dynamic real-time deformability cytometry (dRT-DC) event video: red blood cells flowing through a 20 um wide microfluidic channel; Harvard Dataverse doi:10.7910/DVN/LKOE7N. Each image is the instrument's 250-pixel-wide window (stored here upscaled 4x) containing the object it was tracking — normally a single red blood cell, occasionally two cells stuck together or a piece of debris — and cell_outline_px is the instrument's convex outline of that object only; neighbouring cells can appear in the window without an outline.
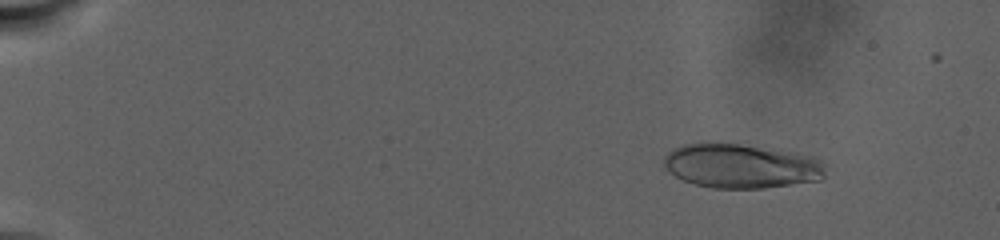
{"species": "human", "species_latin": "Homo sapiens", "temperature_condition": "warm", "stored_images_in_passage": 91, "camera_frame_rate_fps": 3000, "um_per_image_px": 0.085, "donor": {"sex": "male"}, "frame": {"image": 1, "passage_image": 14, "time_ms": 4.0, "image_size_px": [1000, 240], "cell_outline_px": [[824, 176], [820, 180], [764, 188], [712, 188], [696, 184], [684, 180], [660, 168], [664, 156], [672, 148], [684, 144], [736, 144], [796, 152], [816, 156], [824, 164]], "centroid_in_image_um": [62.98, 14.12], "position_along_channel_um": 22.0, "area_um2": 41.79}}
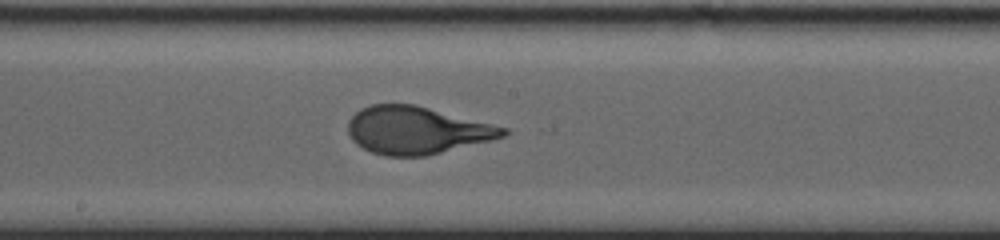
{"frame": {"image": 2, "passage_image": 61, "time_ms": 18.0, "image_size_px": [1000, 240], "cell_outline_px": [[508, 132], [504, 136], [492, 140], [424, 156], [384, 156], [372, 152], [356, 144], [348, 136], [348, 120], [360, 108], [372, 104], [416, 104], [508, 128]], "centroid_in_image_um": [35.39, 11.06], "position_along_channel_um": 212.8, "area_um2": 42.95}}
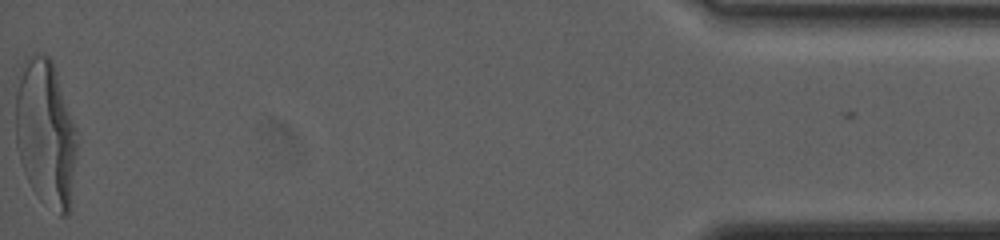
{"frame": {"image": 3, "passage_image": 91, "time_ms": 30.667, "image_size_px": [1000, 240], "cell_outline_px": [[76, 156], [68, 216], [60, 216], [44, 204], [36, 196], [24, 172], [20, 160], [16, 144], [16, 92], [20, 68], [24, 60], [28, 56], [48, 56], [52, 60], [76, 128]], "centroid_in_image_um": [3.87, 11.36], "position_along_channel_um": 431.3, "area_um2": 52.31}, "authors_computed_cell_mechanics": {"area_um2": 42.772, "velocity_mm_per_s": 2.3572, "shape_relaxation_time_tau1_ms": 6.0587, "shape_relaxation_time_tau2_ms": null, "deformation_change_tau1": 0.2547, "deformation_change_tau2": null}}